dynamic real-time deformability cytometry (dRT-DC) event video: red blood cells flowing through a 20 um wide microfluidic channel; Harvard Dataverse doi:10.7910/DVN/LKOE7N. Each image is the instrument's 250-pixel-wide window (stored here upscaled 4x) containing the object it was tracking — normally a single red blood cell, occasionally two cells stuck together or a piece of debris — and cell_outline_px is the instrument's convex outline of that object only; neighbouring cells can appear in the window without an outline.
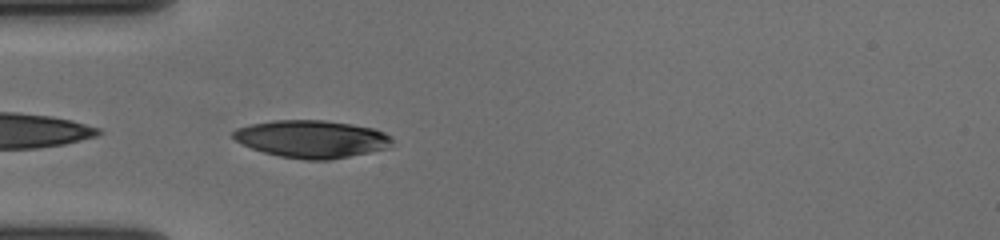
{"species": "human", "species_latin": "Homo sapiens", "temperature_condition": "cold", "stored_images_in_passage": 40, "camera_frame_rate_fps": 3000, "um_per_image_px": 0.085, "donor": {"sex": "female"}, "frame": {"image": 1, "passage_image": 1, "time_ms": 0.0, "image_size_px": [1000, 240], "cell_outline_px": [[392, 144], [388, 148], [328, 160], [304, 160], [280, 156], [264, 152], [240, 144], [232, 136], [232, 132], [236, 128], [248, 124], [272, 120], [324, 120], [352, 124], [372, 128], [384, 132], [392, 140]], "centroid_in_image_um": [26.44, 11.8], "position_along_channel_um": 58.6, "area_um2": 34.74}}
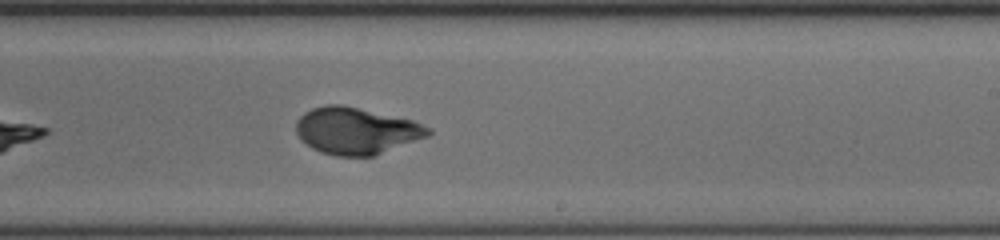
{"frame": {"image": 2, "passage_image": 18, "time_ms": 5.667, "image_size_px": [1000, 240], "cell_outline_px": [[432, 132], [428, 136], [376, 156], [336, 156], [320, 152], [312, 148], [300, 140], [296, 132], [296, 120], [304, 112], [312, 108], [324, 104], [340, 104], [412, 120], [432, 128]], "centroid_in_image_um": [30.26, 11.13], "position_along_channel_um": 258.7, "area_um2": 36.24}}
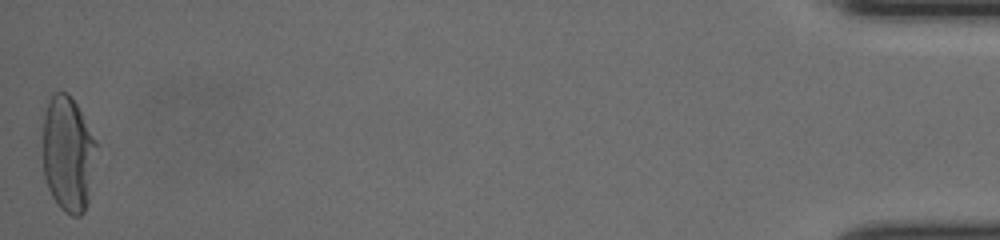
{"frame": {"image": 3, "passage_image": 40, "time_ms": 13.0, "image_size_px": [1000, 240], "cell_outline_px": [[96, 144], [88, 200], [84, 212], [80, 216], [72, 216], [64, 212], [60, 208], [52, 196], [48, 188], [44, 176], [44, 116], [52, 92], [64, 92], [76, 104], [96, 140]], "centroid_in_image_um": [5.77, 13.11], "position_along_channel_um": 429.4, "area_um2": 35.37}, "authors_computed_cell_mechanics": {"area_um2": 35.4025, "velocity_mm_per_s": 3.6291, "shape_relaxation_time_tau1_ms": 4.0935, "shape_relaxation_time_tau2_ms": null, "deformation_change_tau1": 0.2073, "deformation_change_tau2": null}}